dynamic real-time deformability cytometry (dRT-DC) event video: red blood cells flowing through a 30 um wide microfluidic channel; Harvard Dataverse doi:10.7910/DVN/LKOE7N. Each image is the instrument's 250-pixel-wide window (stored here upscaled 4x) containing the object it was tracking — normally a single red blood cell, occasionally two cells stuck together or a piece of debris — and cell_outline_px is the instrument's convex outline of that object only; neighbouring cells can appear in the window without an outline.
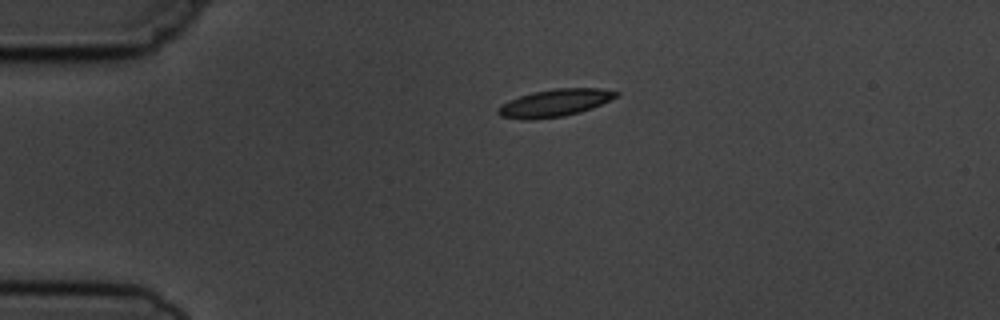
{"species": "common noctule bat (a hibernating species)", "species_latin": "Nyctalus noctula", "temperature_condition": "cold", "stored_images_in_passage": 8, "camera_frame_rate_fps": 3000, "um_per_image_px": 0.085, "animal": {"sex": "male", "body_mass_g": 19.5, "forearm_length_mm": 54.6}, "frame": {"image": 1, "passage_image": 1, "time_ms": 0.0, "image_size_px": [1000, 320], "cell_outline_px": [[620, 92], [616, 96], [592, 108], [580, 112], [564, 116], [528, 120], [524, 120], [500, 116], [496, 112], [496, 108], [520, 96], [532, 92], [556, 88], [600, 88]], "centroid_in_image_um": [47.14, 8.75], "position_along_channel_um": 37.9, "area_um2": 18.61}}
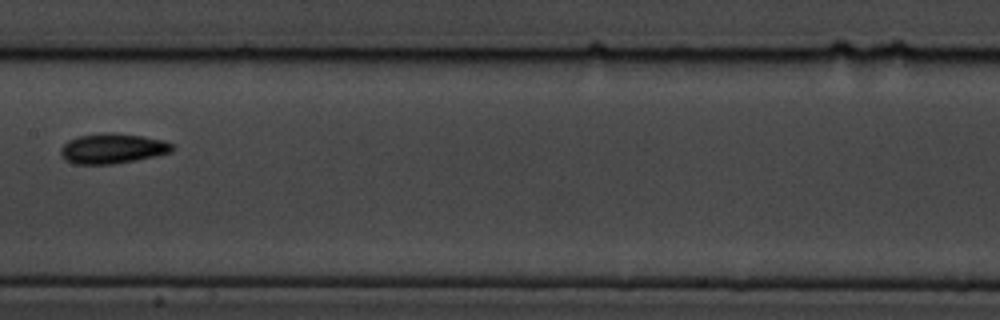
{"frame": {"image": 2, "passage_image": 5, "time_ms": 5.333, "image_size_px": [1000, 320], "cell_outline_px": [[172, 152], [156, 156], [112, 164], [76, 164], [64, 160], [60, 156], [60, 148], [68, 140], [80, 136], [104, 132], [112, 132], [144, 136], [164, 140], [172, 144]], "centroid_in_image_um": [9.54, 12.62], "position_along_channel_um": 197.9, "area_um2": 19.65}}
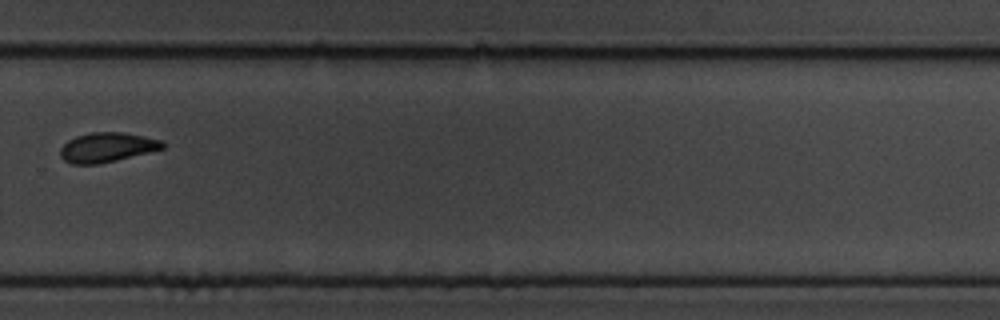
{"frame": {"image": 3, "passage_image": 8, "time_ms": 8.667, "image_size_px": [1000, 320], "cell_outline_px": [[164, 148], [100, 164], [72, 164], [64, 160], [60, 156], [60, 148], [68, 140], [76, 136], [92, 132], [124, 132], [144, 136], [160, 140], [164, 144]], "centroid_in_image_um": [9.06, 12.52], "position_along_channel_um": 320.7, "area_um2": 17.51}}